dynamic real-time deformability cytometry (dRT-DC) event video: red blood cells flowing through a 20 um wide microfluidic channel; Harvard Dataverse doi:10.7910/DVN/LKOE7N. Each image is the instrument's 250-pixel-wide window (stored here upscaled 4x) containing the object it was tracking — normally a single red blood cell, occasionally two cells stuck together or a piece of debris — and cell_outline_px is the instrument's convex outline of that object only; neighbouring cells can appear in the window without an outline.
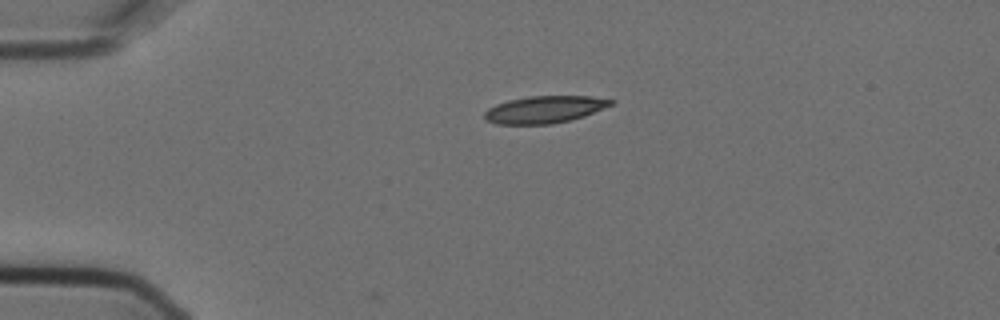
{"species": "Egyptian fruit bat (a non-hibernating species)", "species_latin": "Rousettus aegyptiacus", "temperature_condition": "cold", "stored_images_in_passage": 2, "camera_frame_rate_fps": 3000, "um_per_image_px": 0.085, "animal": {"sex": "female"}, "frame": {"image": 1, "passage_image": 1, "time_ms": 0.0, "image_size_px": [1000, 320], "cell_outline_px": [[616, 100], [612, 104], [584, 116], [552, 124], [496, 124], [484, 120], [484, 112], [488, 108], [496, 104], [508, 100], [528, 96], [592, 96]], "centroid_in_image_um": [46.25, 9.3], "position_along_channel_um": 38.8, "area_um2": 20.0}}